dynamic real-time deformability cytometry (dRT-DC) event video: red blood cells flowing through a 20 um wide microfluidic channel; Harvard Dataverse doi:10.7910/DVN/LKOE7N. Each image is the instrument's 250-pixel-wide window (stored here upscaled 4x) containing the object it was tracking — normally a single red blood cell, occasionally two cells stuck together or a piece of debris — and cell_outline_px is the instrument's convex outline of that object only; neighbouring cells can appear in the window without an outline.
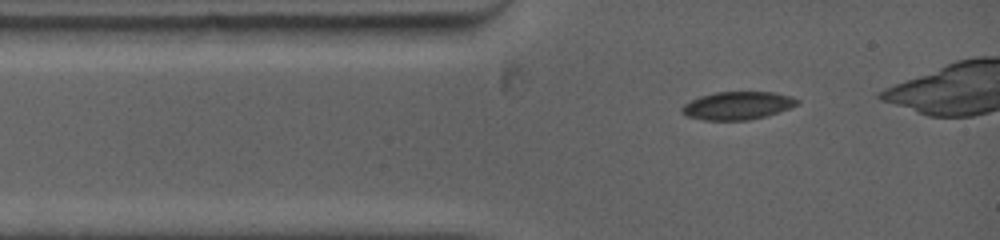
{"species": "common noctule bat (a hibernating species)", "species_latin": "Nyctalus noctula", "temperature_condition": "warm", "stored_images_in_passage": 3, "camera_frame_rate_fps": 5000, "um_per_image_px": 0.085, "animal": {"sex": "female", "body_mass_g": 19.0, "forearm_length_mm": 53.3}, "frame": {"image": 1, "passage_image": 1, "time_ms": 0.0, "image_size_px": [1000, 240], "cell_outline_px": [[800, 100], [796, 104], [788, 108], [768, 116], [748, 120], [704, 120], [684, 116], [680, 112], [680, 108], [684, 104], [700, 96], [716, 92], [772, 92], [788, 96]], "centroid_in_image_um": [62.62, 8.99], "position_along_channel_um": 22.4, "area_um2": 18.73}}
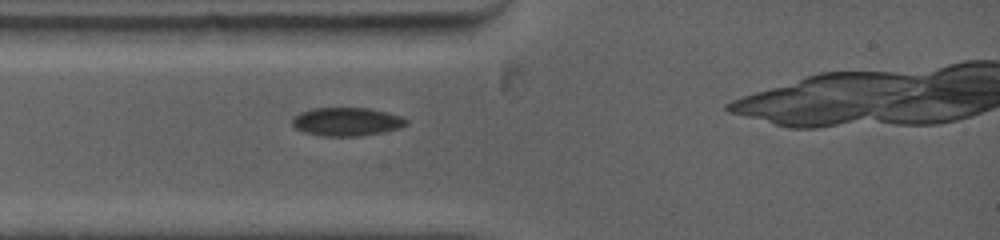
{"frame": {"image": 2, "passage_image": 3, "time_ms": 1.2, "image_size_px": [1000, 240], "cell_outline_px": [[408, 124], [400, 128], [384, 132], [360, 136], [324, 136], [304, 132], [296, 128], [292, 124], [292, 116], [300, 112], [312, 108], [368, 108], [388, 112], [400, 116], [408, 120]], "centroid_in_image_um": [29.47, 10.34], "position_along_channel_um": 55.5, "area_um2": 19.02}}